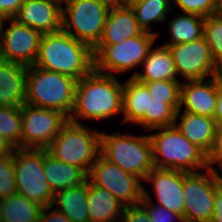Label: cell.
<instances>
[{
    "mask_svg": "<svg viewBox=\"0 0 222 222\" xmlns=\"http://www.w3.org/2000/svg\"><path fill=\"white\" fill-rule=\"evenodd\" d=\"M171 0H127V4L133 10L136 20L143 31H151V25L155 22H164L167 13L172 9ZM150 30V31H149Z\"/></svg>",
    "mask_w": 222,
    "mask_h": 222,
    "instance_id": "obj_28",
    "label": "cell"
},
{
    "mask_svg": "<svg viewBox=\"0 0 222 222\" xmlns=\"http://www.w3.org/2000/svg\"><path fill=\"white\" fill-rule=\"evenodd\" d=\"M219 90V76L187 80L180 85V107L185 112L214 117Z\"/></svg>",
    "mask_w": 222,
    "mask_h": 222,
    "instance_id": "obj_16",
    "label": "cell"
},
{
    "mask_svg": "<svg viewBox=\"0 0 222 222\" xmlns=\"http://www.w3.org/2000/svg\"><path fill=\"white\" fill-rule=\"evenodd\" d=\"M87 179L96 186L108 190L124 206L140 204L143 197L141 179L123 171L101 154L92 164Z\"/></svg>",
    "mask_w": 222,
    "mask_h": 222,
    "instance_id": "obj_12",
    "label": "cell"
},
{
    "mask_svg": "<svg viewBox=\"0 0 222 222\" xmlns=\"http://www.w3.org/2000/svg\"><path fill=\"white\" fill-rule=\"evenodd\" d=\"M16 147L5 137L0 135V157L14 154Z\"/></svg>",
    "mask_w": 222,
    "mask_h": 222,
    "instance_id": "obj_42",
    "label": "cell"
},
{
    "mask_svg": "<svg viewBox=\"0 0 222 222\" xmlns=\"http://www.w3.org/2000/svg\"><path fill=\"white\" fill-rule=\"evenodd\" d=\"M176 112L171 104L151 99L149 113H145V131L174 125Z\"/></svg>",
    "mask_w": 222,
    "mask_h": 222,
    "instance_id": "obj_31",
    "label": "cell"
},
{
    "mask_svg": "<svg viewBox=\"0 0 222 222\" xmlns=\"http://www.w3.org/2000/svg\"><path fill=\"white\" fill-rule=\"evenodd\" d=\"M219 1H220V11L222 12V0Z\"/></svg>",
    "mask_w": 222,
    "mask_h": 222,
    "instance_id": "obj_47",
    "label": "cell"
},
{
    "mask_svg": "<svg viewBox=\"0 0 222 222\" xmlns=\"http://www.w3.org/2000/svg\"><path fill=\"white\" fill-rule=\"evenodd\" d=\"M150 93L144 83L132 76L123 85V122L140 124L145 129V113H149Z\"/></svg>",
    "mask_w": 222,
    "mask_h": 222,
    "instance_id": "obj_22",
    "label": "cell"
},
{
    "mask_svg": "<svg viewBox=\"0 0 222 222\" xmlns=\"http://www.w3.org/2000/svg\"><path fill=\"white\" fill-rule=\"evenodd\" d=\"M99 2L107 5L110 8L125 5L127 0H98Z\"/></svg>",
    "mask_w": 222,
    "mask_h": 222,
    "instance_id": "obj_43",
    "label": "cell"
},
{
    "mask_svg": "<svg viewBox=\"0 0 222 222\" xmlns=\"http://www.w3.org/2000/svg\"><path fill=\"white\" fill-rule=\"evenodd\" d=\"M44 174L53 193L77 186L87 180L79 167L55 159L45 149Z\"/></svg>",
    "mask_w": 222,
    "mask_h": 222,
    "instance_id": "obj_25",
    "label": "cell"
},
{
    "mask_svg": "<svg viewBox=\"0 0 222 222\" xmlns=\"http://www.w3.org/2000/svg\"><path fill=\"white\" fill-rule=\"evenodd\" d=\"M151 130H159V132L149 135L156 168L173 169L186 173L208 169L207 154L183 136L175 125Z\"/></svg>",
    "mask_w": 222,
    "mask_h": 222,
    "instance_id": "obj_3",
    "label": "cell"
},
{
    "mask_svg": "<svg viewBox=\"0 0 222 222\" xmlns=\"http://www.w3.org/2000/svg\"><path fill=\"white\" fill-rule=\"evenodd\" d=\"M100 154L123 171L141 180L155 167L149 135L134 136L120 132L100 135Z\"/></svg>",
    "mask_w": 222,
    "mask_h": 222,
    "instance_id": "obj_5",
    "label": "cell"
},
{
    "mask_svg": "<svg viewBox=\"0 0 222 222\" xmlns=\"http://www.w3.org/2000/svg\"><path fill=\"white\" fill-rule=\"evenodd\" d=\"M152 100L171 104L176 110L180 107V80H162L144 83Z\"/></svg>",
    "mask_w": 222,
    "mask_h": 222,
    "instance_id": "obj_32",
    "label": "cell"
},
{
    "mask_svg": "<svg viewBox=\"0 0 222 222\" xmlns=\"http://www.w3.org/2000/svg\"><path fill=\"white\" fill-rule=\"evenodd\" d=\"M203 37L207 42L212 58L220 67L222 65V12L205 17Z\"/></svg>",
    "mask_w": 222,
    "mask_h": 222,
    "instance_id": "obj_30",
    "label": "cell"
},
{
    "mask_svg": "<svg viewBox=\"0 0 222 222\" xmlns=\"http://www.w3.org/2000/svg\"><path fill=\"white\" fill-rule=\"evenodd\" d=\"M173 57L177 76L185 80H201L218 75L219 66L212 58L204 37L188 43L167 46Z\"/></svg>",
    "mask_w": 222,
    "mask_h": 222,
    "instance_id": "obj_13",
    "label": "cell"
},
{
    "mask_svg": "<svg viewBox=\"0 0 222 222\" xmlns=\"http://www.w3.org/2000/svg\"><path fill=\"white\" fill-rule=\"evenodd\" d=\"M219 167L221 169L220 172L222 173V163L219 165ZM214 174L216 176V180H217L218 185L222 187V175H220L219 172H217V171H214Z\"/></svg>",
    "mask_w": 222,
    "mask_h": 222,
    "instance_id": "obj_45",
    "label": "cell"
},
{
    "mask_svg": "<svg viewBox=\"0 0 222 222\" xmlns=\"http://www.w3.org/2000/svg\"><path fill=\"white\" fill-rule=\"evenodd\" d=\"M51 208L53 209L52 206H47L42 209L38 222H71L67 216L56 209L49 213Z\"/></svg>",
    "mask_w": 222,
    "mask_h": 222,
    "instance_id": "obj_38",
    "label": "cell"
},
{
    "mask_svg": "<svg viewBox=\"0 0 222 222\" xmlns=\"http://www.w3.org/2000/svg\"><path fill=\"white\" fill-rule=\"evenodd\" d=\"M144 181L153 184L158 206L179 213L183 218V172L173 169L154 167L145 177Z\"/></svg>",
    "mask_w": 222,
    "mask_h": 222,
    "instance_id": "obj_17",
    "label": "cell"
},
{
    "mask_svg": "<svg viewBox=\"0 0 222 222\" xmlns=\"http://www.w3.org/2000/svg\"><path fill=\"white\" fill-rule=\"evenodd\" d=\"M204 20L202 16L188 13L175 16L168 25V31L171 34L170 42L164 46L188 43L202 38Z\"/></svg>",
    "mask_w": 222,
    "mask_h": 222,
    "instance_id": "obj_27",
    "label": "cell"
},
{
    "mask_svg": "<svg viewBox=\"0 0 222 222\" xmlns=\"http://www.w3.org/2000/svg\"><path fill=\"white\" fill-rule=\"evenodd\" d=\"M88 179L74 187L54 193L51 206L63 213L71 222H89Z\"/></svg>",
    "mask_w": 222,
    "mask_h": 222,
    "instance_id": "obj_24",
    "label": "cell"
},
{
    "mask_svg": "<svg viewBox=\"0 0 222 222\" xmlns=\"http://www.w3.org/2000/svg\"><path fill=\"white\" fill-rule=\"evenodd\" d=\"M21 116V149H47L69 121L59 111L26 103L21 106Z\"/></svg>",
    "mask_w": 222,
    "mask_h": 222,
    "instance_id": "obj_11",
    "label": "cell"
},
{
    "mask_svg": "<svg viewBox=\"0 0 222 222\" xmlns=\"http://www.w3.org/2000/svg\"><path fill=\"white\" fill-rule=\"evenodd\" d=\"M25 0H0V14L12 19Z\"/></svg>",
    "mask_w": 222,
    "mask_h": 222,
    "instance_id": "obj_39",
    "label": "cell"
},
{
    "mask_svg": "<svg viewBox=\"0 0 222 222\" xmlns=\"http://www.w3.org/2000/svg\"><path fill=\"white\" fill-rule=\"evenodd\" d=\"M33 66L79 80L94 69L93 49L62 29L45 33Z\"/></svg>",
    "mask_w": 222,
    "mask_h": 222,
    "instance_id": "obj_2",
    "label": "cell"
},
{
    "mask_svg": "<svg viewBox=\"0 0 222 222\" xmlns=\"http://www.w3.org/2000/svg\"><path fill=\"white\" fill-rule=\"evenodd\" d=\"M10 18H8L7 16L3 15V14H0V45L2 43V40H3V35L5 33V29H4V24H5V21H9Z\"/></svg>",
    "mask_w": 222,
    "mask_h": 222,
    "instance_id": "obj_44",
    "label": "cell"
},
{
    "mask_svg": "<svg viewBox=\"0 0 222 222\" xmlns=\"http://www.w3.org/2000/svg\"><path fill=\"white\" fill-rule=\"evenodd\" d=\"M76 85L77 80L69 76L28 66L25 103L59 111L69 118Z\"/></svg>",
    "mask_w": 222,
    "mask_h": 222,
    "instance_id": "obj_4",
    "label": "cell"
},
{
    "mask_svg": "<svg viewBox=\"0 0 222 222\" xmlns=\"http://www.w3.org/2000/svg\"><path fill=\"white\" fill-rule=\"evenodd\" d=\"M21 107L0 106V135L16 148H21Z\"/></svg>",
    "mask_w": 222,
    "mask_h": 222,
    "instance_id": "obj_29",
    "label": "cell"
},
{
    "mask_svg": "<svg viewBox=\"0 0 222 222\" xmlns=\"http://www.w3.org/2000/svg\"><path fill=\"white\" fill-rule=\"evenodd\" d=\"M214 213L212 222H222V187L219 186L216 190V197L214 202Z\"/></svg>",
    "mask_w": 222,
    "mask_h": 222,
    "instance_id": "obj_40",
    "label": "cell"
},
{
    "mask_svg": "<svg viewBox=\"0 0 222 222\" xmlns=\"http://www.w3.org/2000/svg\"><path fill=\"white\" fill-rule=\"evenodd\" d=\"M62 30L92 49L100 41L110 7L98 0H62Z\"/></svg>",
    "mask_w": 222,
    "mask_h": 222,
    "instance_id": "obj_7",
    "label": "cell"
},
{
    "mask_svg": "<svg viewBox=\"0 0 222 222\" xmlns=\"http://www.w3.org/2000/svg\"><path fill=\"white\" fill-rule=\"evenodd\" d=\"M179 117V118H178ZM177 119L180 120L179 124ZM174 125L191 143L208 154L214 144L217 125L214 118L177 110Z\"/></svg>",
    "mask_w": 222,
    "mask_h": 222,
    "instance_id": "obj_18",
    "label": "cell"
},
{
    "mask_svg": "<svg viewBox=\"0 0 222 222\" xmlns=\"http://www.w3.org/2000/svg\"><path fill=\"white\" fill-rule=\"evenodd\" d=\"M17 193L14 154L0 157V199Z\"/></svg>",
    "mask_w": 222,
    "mask_h": 222,
    "instance_id": "obj_33",
    "label": "cell"
},
{
    "mask_svg": "<svg viewBox=\"0 0 222 222\" xmlns=\"http://www.w3.org/2000/svg\"><path fill=\"white\" fill-rule=\"evenodd\" d=\"M28 67L0 59V106L25 104Z\"/></svg>",
    "mask_w": 222,
    "mask_h": 222,
    "instance_id": "obj_19",
    "label": "cell"
},
{
    "mask_svg": "<svg viewBox=\"0 0 222 222\" xmlns=\"http://www.w3.org/2000/svg\"><path fill=\"white\" fill-rule=\"evenodd\" d=\"M100 135L96 129L68 121L47 151L55 159L79 167L88 175L100 154Z\"/></svg>",
    "mask_w": 222,
    "mask_h": 222,
    "instance_id": "obj_6",
    "label": "cell"
},
{
    "mask_svg": "<svg viewBox=\"0 0 222 222\" xmlns=\"http://www.w3.org/2000/svg\"><path fill=\"white\" fill-rule=\"evenodd\" d=\"M42 207L21 194H13L0 199V221L38 222Z\"/></svg>",
    "mask_w": 222,
    "mask_h": 222,
    "instance_id": "obj_26",
    "label": "cell"
},
{
    "mask_svg": "<svg viewBox=\"0 0 222 222\" xmlns=\"http://www.w3.org/2000/svg\"><path fill=\"white\" fill-rule=\"evenodd\" d=\"M176 2L183 13L207 17L220 12L219 0H172Z\"/></svg>",
    "mask_w": 222,
    "mask_h": 222,
    "instance_id": "obj_35",
    "label": "cell"
},
{
    "mask_svg": "<svg viewBox=\"0 0 222 222\" xmlns=\"http://www.w3.org/2000/svg\"><path fill=\"white\" fill-rule=\"evenodd\" d=\"M213 118L215 120L217 128H222V82L220 78H219V90H218L216 109Z\"/></svg>",
    "mask_w": 222,
    "mask_h": 222,
    "instance_id": "obj_41",
    "label": "cell"
},
{
    "mask_svg": "<svg viewBox=\"0 0 222 222\" xmlns=\"http://www.w3.org/2000/svg\"><path fill=\"white\" fill-rule=\"evenodd\" d=\"M62 0H25L13 18L42 34L62 29Z\"/></svg>",
    "mask_w": 222,
    "mask_h": 222,
    "instance_id": "obj_15",
    "label": "cell"
},
{
    "mask_svg": "<svg viewBox=\"0 0 222 222\" xmlns=\"http://www.w3.org/2000/svg\"><path fill=\"white\" fill-rule=\"evenodd\" d=\"M152 196L143 186V197L140 201V204L146 209L151 222H176L177 219L179 222H184L182 216L179 213L170 211L165 207L158 205H153Z\"/></svg>",
    "mask_w": 222,
    "mask_h": 222,
    "instance_id": "obj_34",
    "label": "cell"
},
{
    "mask_svg": "<svg viewBox=\"0 0 222 222\" xmlns=\"http://www.w3.org/2000/svg\"><path fill=\"white\" fill-rule=\"evenodd\" d=\"M149 49L147 57L141 64L138 72L136 69L132 75L137 81L141 83L162 81V80H178L177 71L173 62L172 54L167 46H160Z\"/></svg>",
    "mask_w": 222,
    "mask_h": 222,
    "instance_id": "obj_21",
    "label": "cell"
},
{
    "mask_svg": "<svg viewBox=\"0 0 222 222\" xmlns=\"http://www.w3.org/2000/svg\"><path fill=\"white\" fill-rule=\"evenodd\" d=\"M222 163V128L217 129L216 138L212 146L211 151L207 154L208 169L216 171V168L212 164Z\"/></svg>",
    "mask_w": 222,
    "mask_h": 222,
    "instance_id": "obj_37",
    "label": "cell"
},
{
    "mask_svg": "<svg viewBox=\"0 0 222 222\" xmlns=\"http://www.w3.org/2000/svg\"><path fill=\"white\" fill-rule=\"evenodd\" d=\"M45 149H21L14 152L17 193L38 203L51 206L54 193L44 174Z\"/></svg>",
    "mask_w": 222,
    "mask_h": 222,
    "instance_id": "obj_9",
    "label": "cell"
},
{
    "mask_svg": "<svg viewBox=\"0 0 222 222\" xmlns=\"http://www.w3.org/2000/svg\"><path fill=\"white\" fill-rule=\"evenodd\" d=\"M218 76L222 82V65L219 67V72H218Z\"/></svg>",
    "mask_w": 222,
    "mask_h": 222,
    "instance_id": "obj_46",
    "label": "cell"
},
{
    "mask_svg": "<svg viewBox=\"0 0 222 222\" xmlns=\"http://www.w3.org/2000/svg\"><path fill=\"white\" fill-rule=\"evenodd\" d=\"M87 202L89 222H119L125 207L108 190L89 180Z\"/></svg>",
    "mask_w": 222,
    "mask_h": 222,
    "instance_id": "obj_23",
    "label": "cell"
},
{
    "mask_svg": "<svg viewBox=\"0 0 222 222\" xmlns=\"http://www.w3.org/2000/svg\"><path fill=\"white\" fill-rule=\"evenodd\" d=\"M143 32L133 10L126 3L110 8L102 37L97 45H115Z\"/></svg>",
    "mask_w": 222,
    "mask_h": 222,
    "instance_id": "obj_20",
    "label": "cell"
},
{
    "mask_svg": "<svg viewBox=\"0 0 222 222\" xmlns=\"http://www.w3.org/2000/svg\"><path fill=\"white\" fill-rule=\"evenodd\" d=\"M157 37L154 33L144 31L115 45H96L93 48L94 69L115 76L116 73L138 67L147 57Z\"/></svg>",
    "mask_w": 222,
    "mask_h": 222,
    "instance_id": "obj_8",
    "label": "cell"
},
{
    "mask_svg": "<svg viewBox=\"0 0 222 222\" xmlns=\"http://www.w3.org/2000/svg\"><path fill=\"white\" fill-rule=\"evenodd\" d=\"M219 187L214 171L183 172L185 222H212L216 190Z\"/></svg>",
    "mask_w": 222,
    "mask_h": 222,
    "instance_id": "obj_10",
    "label": "cell"
},
{
    "mask_svg": "<svg viewBox=\"0 0 222 222\" xmlns=\"http://www.w3.org/2000/svg\"><path fill=\"white\" fill-rule=\"evenodd\" d=\"M0 45V59L32 66L37 58L42 33L9 19Z\"/></svg>",
    "mask_w": 222,
    "mask_h": 222,
    "instance_id": "obj_14",
    "label": "cell"
},
{
    "mask_svg": "<svg viewBox=\"0 0 222 222\" xmlns=\"http://www.w3.org/2000/svg\"><path fill=\"white\" fill-rule=\"evenodd\" d=\"M121 222H151L146 209L141 204L125 206Z\"/></svg>",
    "mask_w": 222,
    "mask_h": 222,
    "instance_id": "obj_36",
    "label": "cell"
},
{
    "mask_svg": "<svg viewBox=\"0 0 222 222\" xmlns=\"http://www.w3.org/2000/svg\"><path fill=\"white\" fill-rule=\"evenodd\" d=\"M123 85L109 74L93 69L77 80L75 98L69 121L82 124L77 119L106 120L122 113Z\"/></svg>",
    "mask_w": 222,
    "mask_h": 222,
    "instance_id": "obj_1",
    "label": "cell"
}]
</instances>
